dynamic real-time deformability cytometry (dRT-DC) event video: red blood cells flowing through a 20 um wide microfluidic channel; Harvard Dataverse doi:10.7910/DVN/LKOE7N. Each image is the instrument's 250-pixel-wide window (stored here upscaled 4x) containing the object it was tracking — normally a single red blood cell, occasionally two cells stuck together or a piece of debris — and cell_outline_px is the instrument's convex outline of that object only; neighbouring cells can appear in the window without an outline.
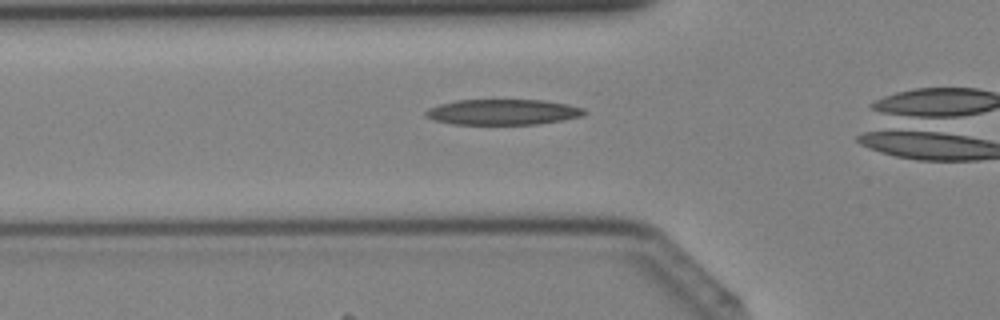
{"species": "Egyptian fruit bat (a non-hibernating species)", "species_latin": "Rousettus aegyptiacus", "temperature_condition": "cold", "stored_images_in_passage": 27, "camera_frame_rate_fps": 3000, "um_per_image_px": 0.085, "animal": {"sex": "female"}, "frame": {"image": 1, "passage_image": 8, "time_ms": 2.333, "image_size_px": [1000, 320], "cell_outline_px": [[588, 112], [580, 116], [564, 120], [540, 124], [452, 124], [432, 120], [424, 116], [424, 112], [428, 108], [440, 104], [456, 100], [544, 100], [568, 104], [584, 108]], "centroid_in_image_um": [42.73, 9.52], "position_along_channel_um": 83.1, "area_um2": 23.81}}
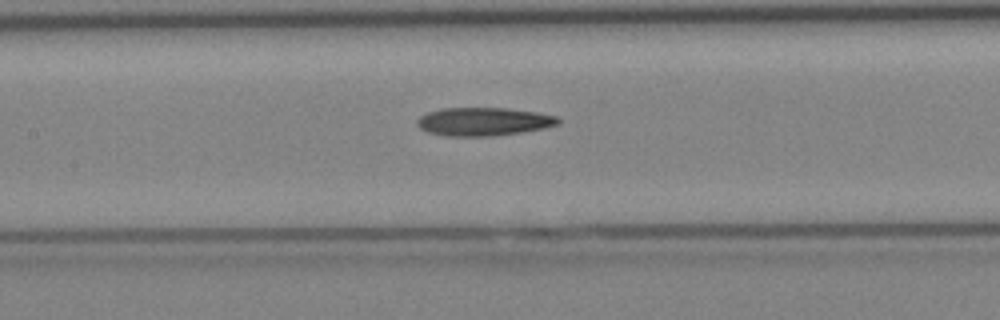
{"frame": {"image": 2, "passage_image": 13, "time_ms": 4.0, "image_size_px": [1000, 320], "cell_outline_px": [[560, 124], [544, 128], [520, 132], [492, 136], [448, 136], [428, 132], [420, 128], [416, 124], [416, 120], [420, 116], [428, 112], [440, 108], [504, 108], [536, 112], [556, 116], [560, 120]], "centroid_in_image_um": [41.08, 10.33], "position_along_channel_um": 166.3, "area_um2": 23.18}}
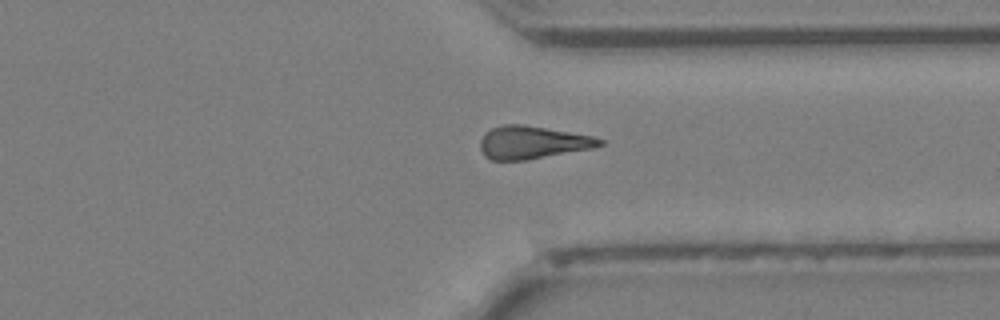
{"frame": {"image": 3, "passage_image": 25, "time_ms": 8.0, "image_size_px": [1000, 320], "cell_outline_px": [[604, 144], [592, 148], [524, 160], [492, 160], [484, 156], [480, 148], [480, 140], [492, 128], [504, 124], [524, 124], [592, 136], [604, 140]], "centroid_in_image_um": [45.24, 12.1], "position_along_channel_um": 366.2, "area_um2": 22.54}}